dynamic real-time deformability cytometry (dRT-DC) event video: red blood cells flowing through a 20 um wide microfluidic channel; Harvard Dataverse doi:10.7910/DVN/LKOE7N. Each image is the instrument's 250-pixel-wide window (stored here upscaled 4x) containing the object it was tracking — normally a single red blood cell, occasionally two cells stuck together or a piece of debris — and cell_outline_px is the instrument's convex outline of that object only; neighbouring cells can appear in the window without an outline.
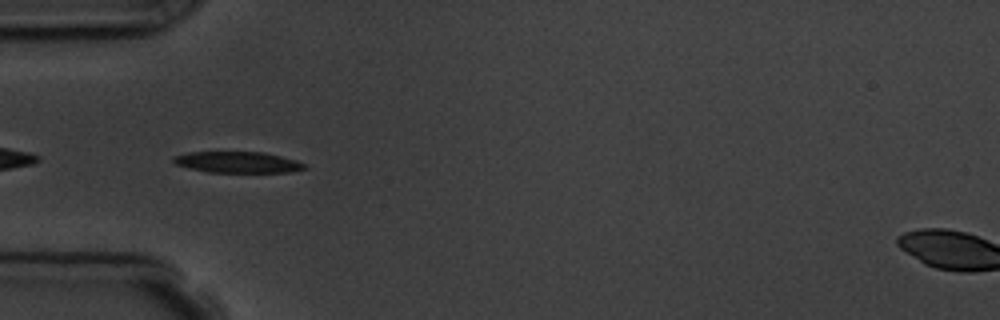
{"species": "common noctule bat (a hibernating species)", "species_latin": "Nyctalus noctula", "temperature_condition": "room temperature", "stored_images_in_passage": 10, "segment_of_instrument_passage": [2, 2], "camera_frame_rate_fps": 3000, "um_per_image_px": 0.085, "animal": {"sex": "male", "body_mass_g": 19.5, "forearm_length_mm": 54.6}, "frame": {"image": 1, "passage_image": 6, "time_ms": 5.667, "image_size_px": [1000, 320], "cell_outline_px": [[308, 168], [292, 172], [208, 172], [176, 164], [172, 160], [172, 156], [188, 152], [264, 152], [296, 160], [308, 164]], "centroid_in_image_um": [20.26, 13.78], "position_along_channel_um": 64.7, "area_um2": 16.18}}
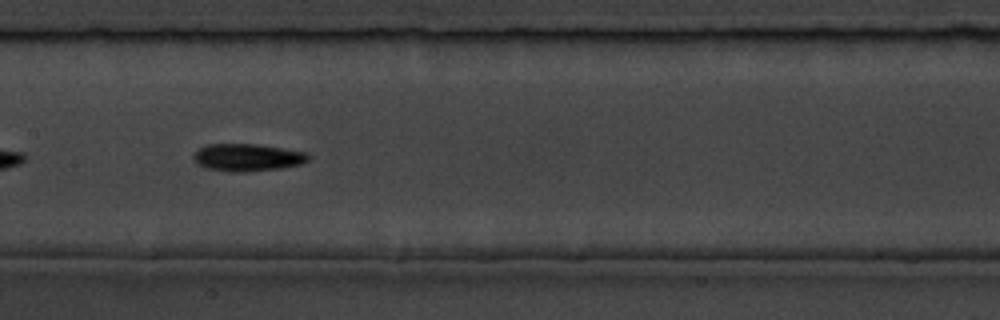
{"frame": {"image": 2, "passage_image": 9, "time_ms": 9.0, "image_size_px": [1000, 320], "cell_outline_px": [[308, 160], [300, 164], [284, 168], [244, 172], [228, 172], [204, 168], [196, 164], [192, 160], [192, 156], [200, 148], [208, 144], [256, 144], [308, 152]], "centroid_in_image_um": [20.99, 13.39], "position_along_channel_um": 186.4, "area_um2": 18.55}}
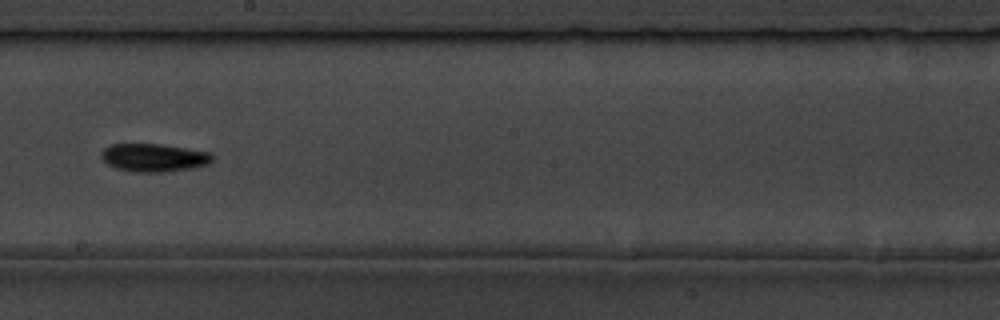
{"frame": {"image": 3, "passage_image": 10, "time_ms": 10.333, "image_size_px": [1000, 320], "cell_outline_px": [[212, 160], [208, 164], [192, 168], [164, 172], [132, 172], [116, 168], [108, 164], [100, 156], [100, 152], [104, 148], [112, 144], [160, 144], [212, 152]], "centroid_in_image_um": [13.07, 13.4], "position_along_channel_um": 235.1, "area_um2": 18.21}}